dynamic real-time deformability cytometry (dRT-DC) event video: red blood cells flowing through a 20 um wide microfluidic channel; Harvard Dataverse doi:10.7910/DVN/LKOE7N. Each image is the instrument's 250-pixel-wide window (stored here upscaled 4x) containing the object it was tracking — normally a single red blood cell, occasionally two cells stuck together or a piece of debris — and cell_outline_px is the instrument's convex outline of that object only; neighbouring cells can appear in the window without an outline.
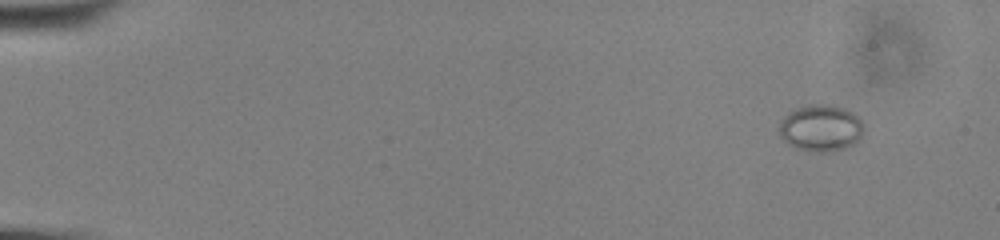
{"species": "common noctule bat (a hibernating species)", "species_latin": "Nyctalus noctula", "temperature_condition": "cold", "stored_images_in_passage": 54, "camera_frame_rate_fps": 3000, "um_per_image_px": 0.085, "animal": {"sex": "male", "body_mass_g": 13.0, "forearm_length_mm": 53.1}, "frame": {"image": 1, "passage_image": 1, "time_ms": 0.0, "image_size_px": [1000, 240], "cell_outline_px": [[864, 128], [860, 136], [852, 144], [844, 148], [832, 152], [808, 152], [796, 148], [788, 144], [780, 136], [780, 120], [784, 116], [796, 108], [808, 104], [832, 104], [844, 108], [852, 112], [864, 124]], "centroid_in_image_um": [69.75, 10.88], "position_along_channel_um": 15.2, "area_um2": 23.12}}
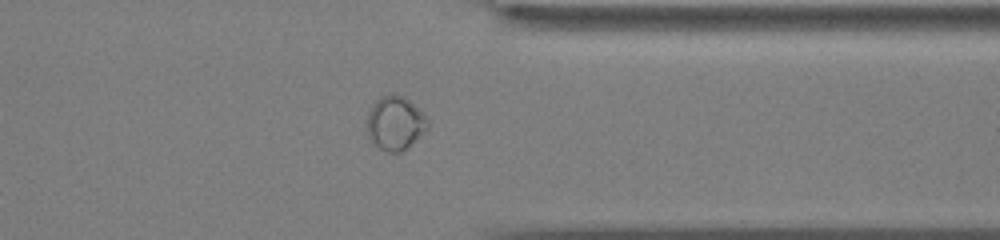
{"frame": {"image": 2, "passage_image": 43, "time_ms": 14.0, "image_size_px": [1000, 240], "cell_outline_px": [[428, 128], [424, 132], [400, 152], [388, 152], [380, 148], [368, 136], [368, 112], [372, 104], [380, 96], [404, 96], [428, 120]], "centroid_in_image_um": [33.57, 10.47], "position_along_channel_um": 377.8, "area_um2": 18.26}}
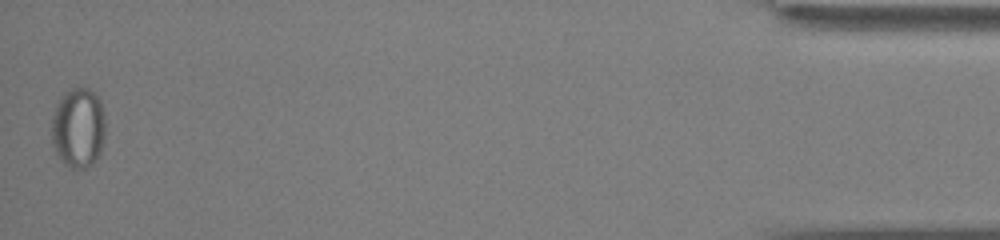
{"frame": {"image": 3, "passage_image": 54, "time_ms": 17.667, "image_size_px": [1000, 240], "cell_outline_px": [[104, 140], [100, 152], [92, 164], [84, 168], [68, 168], [64, 164], [56, 152], [52, 144], [52, 116], [64, 92], [72, 88], [88, 88], [100, 100], [104, 112]], "centroid_in_image_um": [6.65, 10.88], "position_along_channel_um": 428.5, "area_um2": 24.97}}